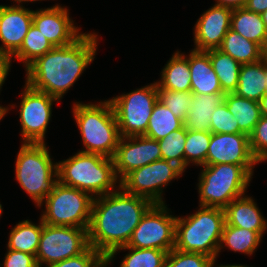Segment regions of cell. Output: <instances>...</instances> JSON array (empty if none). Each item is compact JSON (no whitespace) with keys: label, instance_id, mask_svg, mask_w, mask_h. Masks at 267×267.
<instances>
[{"label":"cell","instance_id":"cell-1","mask_svg":"<svg viewBox=\"0 0 267 267\" xmlns=\"http://www.w3.org/2000/svg\"><path fill=\"white\" fill-rule=\"evenodd\" d=\"M153 205L151 200L129 194L121 187L95 197L87 230L89 246L105 258L113 250L126 246L134 229Z\"/></svg>","mask_w":267,"mask_h":267},{"label":"cell","instance_id":"cell-2","mask_svg":"<svg viewBox=\"0 0 267 267\" xmlns=\"http://www.w3.org/2000/svg\"><path fill=\"white\" fill-rule=\"evenodd\" d=\"M97 39L94 32L83 33L70 45L54 47L25 69V83L60 101L94 60Z\"/></svg>","mask_w":267,"mask_h":267},{"label":"cell","instance_id":"cell-3","mask_svg":"<svg viewBox=\"0 0 267 267\" xmlns=\"http://www.w3.org/2000/svg\"><path fill=\"white\" fill-rule=\"evenodd\" d=\"M57 181L85 191L93 198L109 194L120 187L113 158L80 150L66 160L57 162Z\"/></svg>","mask_w":267,"mask_h":267},{"label":"cell","instance_id":"cell-4","mask_svg":"<svg viewBox=\"0 0 267 267\" xmlns=\"http://www.w3.org/2000/svg\"><path fill=\"white\" fill-rule=\"evenodd\" d=\"M72 107L85 146L81 152L113 158L121 136L110 100L98 104L74 102Z\"/></svg>","mask_w":267,"mask_h":267},{"label":"cell","instance_id":"cell-5","mask_svg":"<svg viewBox=\"0 0 267 267\" xmlns=\"http://www.w3.org/2000/svg\"><path fill=\"white\" fill-rule=\"evenodd\" d=\"M192 215L177 217L175 222V249L201 253L217 260L225 224L224 209L199 206Z\"/></svg>","mask_w":267,"mask_h":267},{"label":"cell","instance_id":"cell-6","mask_svg":"<svg viewBox=\"0 0 267 267\" xmlns=\"http://www.w3.org/2000/svg\"><path fill=\"white\" fill-rule=\"evenodd\" d=\"M49 150L46 143H22L15 162L16 180L37 207L57 182V162Z\"/></svg>","mask_w":267,"mask_h":267},{"label":"cell","instance_id":"cell-7","mask_svg":"<svg viewBox=\"0 0 267 267\" xmlns=\"http://www.w3.org/2000/svg\"><path fill=\"white\" fill-rule=\"evenodd\" d=\"M199 206L224 209L236 198L243 196L253 178L242 166L216 164L200 166Z\"/></svg>","mask_w":267,"mask_h":267},{"label":"cell","instance_id":"cell-8","mask_svg":"<svg viewBox=\"0 0 267 267\" xmlns=\"http://www.w3.org/2000/svg\"><path fill=\"white\" fill-rule=\"evenodd\" d=\"M93 199L89 193L57 181L39 206L45 204L40 218L52 226L88 228Z\"/></svg>","mask_w":267,"mask_h":267},{"label":"cell","instance_id":"cell-9","mask_svg":"<svg viewBox=\"0 0 267 267\" xmlns=\"http://www.w3.org/2000/svg\"><path fill=\"white\" fill-rule=\"evenodd\" d=\"M109 100L116 116L120 136L144 135L154 105L158 101L157 83L153 82Z\"/></svg>","mask_w":267,"mask_h":267},{"label":"cell","instance_id":"cell-10","mask_svg":"<svg viewBox=\"0 0 267 267\" xmlns=\"http://www.w3.org/2000/svg\"><path fill=\"white\" fill-rule=\"evenodd\" d=\"M88 228L52 226L43 223L36 253L38 267H46L83 253L88 247Z\"/></svg>","mask_w":267,"mask_h":267},{"label":"cell","instance_id":"cell-11","mask_svg":"<svg viewBox=\"0 0 267 267\" xmlns=\"http://www.w3.org/2000/svg\"><path fill=\"white\" fill-rule=\"evenodd\" d=\"M185 171L177 164L163 159L154 161L128 173L120 187L127 193L142 196L154 204H165L163 190L172 180L179 179Z\"/></svg>","mask_w":267,"mask_h":267},{"label":"cell","instance_id":"cell-12","mask_svg":"<svg viewBox=\"0 0 267 267\" xmlns=\"http://www.w3.org/2000/svg\"><path fill=\"white\" fill-rule=\"evenodd\" d=\"M166 204H154L134 229L128 247L160 249L166 252L175 247L176 216L170 215Z\"/></svg>","mask_w":267,"mask_h":267},{"label":"cell","instance_id":"cell-13","mask_svg":"<svg viewBox=\"0 0 267 267\" xmlns=\"http://www.w3.org/2000/svg\"><path fill=\"white\" fill-rule=\"evenodd\" d=\"M19 108L23 143H45V134L52 116L53 102L59 100L34 90L25 83Z\"/></svg>","mask_w":267,"mask_h":267},{"label":"cell","instance_id":"cell-14","mask_svg":"<svg viewBox=\"0 0 267 267\" xmlns=\"http://www.w3.org/2000/svg\"><path fill=\"white\" fill-rule=\"evenodd\" d=\"M259 163L250 149L249 136L244 133H212L205 166L235 164L242 166L251 176Z\"/></svg>","mask_w":267,"mask_h":267},{"label":"cell","instance_id":"cell-15","mask_svg":"<svg viewBox=\"0 0 267 267\" xmlns=\"http://www.w3.org/2000/svg\"><path fill=\"white\" fill-rule=\"evenodd\" d=\"M160 159L157 140L145 135L121 137L113 157L116 176L121 181L131 171Z\"/></svg>","mask_w":267,"mask_h":267},{"label":"cell","instance_id":"cell-16","mask_svg":"<svg viewBox=\"0 0 267 267\" xmlns=\"http://www.w3.org/2000/svg\"><path fill=\"white\" fill-rule=\"evenodd\" d=\"M68 8L59 4L33 10V25L52 43L54 47L72 44L83 33L74 25Z\"/></svg>","mask_w":267,"mask_h":267},{"label":"cell","instance_id":"cell-17","mask_svg":"<svg viewBox=\"0 0 267 267\" xmlns=\"http://www.w3.org/2000/svg\"><path fill=\"white\" fill-rule=\"evenodd\" d=\"M33 23V10L23 5H0V53L8 59L21 47Z\"/></svg>","mask_w":267,"mask_h":267},{"label":"cell","instance_id":"cell-18","mask_svg":"<svg viewBox=\"0 0 267 267\" xmlns=\"http://www.w3.org/2000/svg\"><path fill=\"white\" fill-rule=\"evenodd\" d=\"M232 9L213 5L197 19L194 30V50L218 49L230 29Z\"/></svg>","mask_w":267,"mask_h":267},{"label":"cell","instance_id":"cell-19","mask_svg":"<svg viewBox=\"0 0 267 267\" xmlns=\"http://www.w3.org/2000/svg\"><path fill=\"white\" fill-rule=\"evenodd\" d=\"M225 223L234 227L258 232L262 237L267 231V220L263 217L254 199L243 195L224 208Z\"/></svg>","mask_w":267,"mask_h":267},{"label":"cell","instance_id":"cell-20","mask_svg":"<svg viewBox=\"0 0 267 267\" xmlns=\"http://www.w3.org/2000/svg\"><path fill=\"white\" fill-rule=\"evenodd\" d=\"M188 54L191 92L196 95L223 92L206 51L192 49Z\"/></svg>","mask_w":267,"mask_h":267},{"label":"cell","instance_id":"cell-21","mask_svg":"<svg viewBox=\"0 0 267 267\" xmlns=\"http://www.w3.org/2000/svg\"><path fill=\"white\" fill-rule=\"evenodd\" d=\"M224 92L193 94L184 127L193 131L211 132V119L215 109L224 101Z\"/></svg>","mask_w":267,"mask_h":267},{"label":"cell","instance_id":"cell-22","mask_svg":"<svg viewBox=\"0 0 267 267\" xmlns=\"http://www.w3.org/2000/svg\"><path fill=\"white\" fill-rule=\"evenodd\" d=\"M156 83L157 89L191 91L188 56L177 50L163 67L161 78Z\"/></svg>","mask_w":267,"mask_h":267},{"label":"cell","instance_id":"cell-23","mask_svg":"<svg viewBox=\"0 0 267 267\" xmlns=\"http://www.w3.org/2000/svg\"><path fill=\"white\" fill-rule=\"evenodd\" d=\"M265 79V62L260 60L255 63L241 65L238 85L235 94L249 100L260 102L267 93Z\"/></svg>","mask_w":267,"mask_h":267},{"label":"cell","instance_id":"cell-24","mask_svg":"<svg viewBox=\"0 0 267 267\" xmlns=\"http://www.w3.org/2000/svg\"><path fill=\"white\" fill-rule=\"evenodd\" d=\"M224 101L238 122L239 133L250 136L262 116L259 102L240 97L235 93H226Z\"/></svg>","mask_w":267,"mask_h":267},{"label":"cell","instance_id":"cell-25","mask_svg":"<svg viewBox=\"0 0 267 267\" xmlns=\"http://www.w3.org/2000/svg\"><path fill=\"white\" fill-rule=\"evenodd\" d=\"M230 29L260 47L267 36V28L261 14L248 11L246 8L234 9L231 14Z\"/></svg>","mask_w":267,"mask_h":267},{"label":"cell","instance_id":"cell-26","mask_svg":"<svg viewBox=\"0 0 267 267\" xmlns=\"http://www.w3.org/2000/svg\"><path fill=\"white\" fill-rule=\"evenodd\" d=\"M39 222V224H36L27 219L16 224L9 234L7 249L36 256L43 227L41 218Z\"/></svg>","mask_w":267,"mask_h":267},{"label":"cell","instance_id":"cell-27","mask_svg":"<svg viewBox=\"0 0 267 267\" xmlns=\"http://www.w3.org/2000/svg\"><path fill=\"white\" fill-rule=\"evenodd\" d=\"M223 53L230 55L241 65L255 63L261 60L260 46L239 33L229 29L218 48Z\"/></svg>","mask_w":267,"mask_h":267},{"label":"cell","instance_id":"cell-28","mask_svg":"<svg viewBox=\"0 0 267 267\" xmlns=\"http://www.w3.org/2000/svg\"><path fill=\"white\" fill-rule=\"evenodd\" d=\"M261 240L262 236L256 231L234 227L225 223L218 254H220L219 252H221L223 247H227L231 251L252 256Z\"/></svg>","mask_w":267,"mask_h":267},{"label":"cell","instance_id":"cell-29","mask_svg":"<svg viewBox=\"0 0 267 267\" xmlns=\"http://www.w3.org/2000/svg\"><path fill=\"white\" fill-rule=\"evenodd\" d=\"M206 52L209 54V59L219 79L222 91L225 94L234 93L238 85L241 64L219 49H210Z\"/></svg>","mask_w":267,"mask_h":267},{"label":"cell","instance_id":"cell-30","mask_svg":"<svg viewBox=\"0 0 267 267\" xmlns=\"http://www.w3.org/2000/svg\"><path fill=\"white\" fill-rule=\"evenodd\" d=\"M129 250L121 261L120 267H164L168 252L160 249H140L122 246L113 250L106 257V267L113 261L116 253Z\"/></svg>","mask_w":267,"mask_h":267},{"label":"cell","instance_id":"cell-31","mask_svg":"<svg viewBox=\"0 0 267 267\" xmlns=\"http://www.w3.org/2000/svg\"><path fill=\"white\" fill-rule=\"evenodd\" d=\"M53 48L52 43L32 24L21 47L9 58L10 66L12 57H16L15 59L22 62L26 69L38 57L43 56Z\"/></svg>","mask_w":267,"mask_h":267},{"label":"cell","instance_id":"cell-32","mask_svg":"<svg viewBox=\"0 0 267 267\" xmlns=\"http://www.w3.org/2000/svg\"><path fill=\"white\" fill-rule=\"evenodd\" d=\"M184 122L177 118L165 105L159 100L155 103L152 115L149 119L145 136L161 140L173 131L181 129Z\"/></svg>","mask_w":267,"mask_h":267},{"label":"cell","instance_id":"cell-33","mask_svg":"<svg viewBox=\"0 0 267 267\" xmlns=\"http://www.w3.org/2000/svg\"><path fill=\"white\" fill-rule=\"evenodd\" d=\"M211 132L187 130L184 149V171L190 163L205 166L207 151L211 141Z\"/></svg>","mask_w":267,"mask_h":267},{"label":"cell","instance_id":"cell-34","mask_svg":"<svg viewBox=\"0 0 267 267\" xmlns=\"http://www.w3.org/2000/svg\"><path fill=\"white\" fill-rule=\"evenodd\" d=\"M187 138V129L173 131L165 138L158 140L161 159L173 162L184 170V149Z\"/></svg>","mask_w":267,"mask_h":267},{"label":"cell","instance_id":"cell-35","mask_svg":"<svg viewBox=\"0 0 267 267\" xmlns=\"http://www.w3.org/2000/svg\"><path fill=\"white\" fill-rule=\"evenodd\" d=\"M192 96L191 91L158 89V100L183 122L188 114Z\"/></svg>","mask_w":267,"mask_h":267},{"label":"cell","instance_id":"cell-36","mask_svg":"<svg viewBox=\"0 0 267 267\" xmlns=\"http://www.w3.org/2000/svg\"><path fill=\"white\" fill-rule=\"evenodd\" d=\"M214 259L193 252H183L173 248L168 252L164 267H213Z\"/></svg>","mask_w":267,"mask_h":267},{"label":"cell","instance_id":"cell-37","mask_svg":"<svg viewBox=\"0 0 267 267\" xmlns=\"http://www.w3.org/2000/svg\"><path fill=\"white\" fill-rule=\"evenodd\" d=\"M47 267H106V258L89 246L78 256L67 258Z\"/></svg>","mask_w":267,"mask_h":267},{"label":"cell","instance_id":"cell-38","mask_svg":"<svg viewBox=\"0 0 267 267\" xmlns=\"http://www.w3.org/2000/svg\"><path fill=\"white\" fill-rule=\"evenodd\" d=\"M211 133H239L238 122L228 110L225 101L221 102L212 114Z\"/></svg>","mask_w":267,"mask_h":267},{"label":"cell","instance_id":"cell-39","mask_svg":"<svg viewBox=\"0 0 267 267\" xmlns=\"http://www.w3.org/2000/svg\"><path fill=\"white\" fill-rule=\"evenodd\" d=\"M250 149L258 162L267 160V116H261L251 135Z\"/></svg>","mask_w":267,"mask_h":267},{"label":"cell","instance_id":"cell-40","mask_svg":"<svg viewBox=\"0 0 267 267\" xmlns=\"http://www.w3.org/2000/svg\"><path fill=\"white\" fill-rule=\"evenodd\" d=\"M3 267H38L36 258L32 254L22 251L7 249L5 254Z\"/></svg>","mask_w":267,"mask_h":267},{"label":"cell","instance_id":"cell-41","mask_svg":"<svg viewBox=\"0 0 267 267\" xmlns=\"http://www.w3.org/2000/svg\"><path fill=\"white\" fill-rule=\"evenodd\" d=\"M11 69L9 59L0 53V91Z\"/></svg>","mask_w":267,"mask_h":267},{"label":"cell","instance_id":"cell-42","mask_svg":"<svg viewBox=\"0 0 267 267\" xmlns=\"http://www.w3.org/2000/svg\"><path fill=\"white\" fill-rule=\"evenodd\" d=\"M245 8L248 11L262 14L267 9V0H249Z\"/></svg>","mask_w":267,"mask_h":267},{"label":"cell","instance_id":"cell-43","mask_svg":"<svg viewBox=\"0 0 267 267\" xmlns=\"http://www.w3.org/2000/svg\"><path fill=\"white\" fill-rule=\"evenodd\" d=\"M215 5L230 8L232 10L245 8L249 0H215Z\"/></svg>","mask_w":267,"mask_h":267},{"label":"cell","instance_id":"cell-44","mask_svg":"<svg viewBox=\"0 0 267 267\" xmlns=\"http://www.w3.org/2000/svg\"><path fill=\"white\" fill-rule=\"evenodd\" d=\"M259 104H260L261 115L267 116V93L261 98Z\"/></svg>","mask_w":267,"mask_h":267},{"label":"cell","instance_id":"cell-45","mask_svg":"<svg viewBox=\"0 0 267 267\" xmlns=\"http://www.w3.org/2000/svg\"><path fill=\"white\" fill-rule=\"evenodd\" d=\"M260 49H261V60L267 63V36L265 37Z\"/></svg>","mask_w":267,"mask_h":267},{"label":"cell","instance_id":"cell-46","mask_svg":"<svg viewBox=\"0 0 267 267\" xmlns=\"http://www.w3.org/2000/svg\"><path fill=\"white\" fill-rule=\"evenodd\" d=\"M215 262H216V260H214V263H213V267H215ZM216 267H249V266H247V265H241V264H227V265H223V264H221V265H216ZM252 267V266H251Z\"/></svg>","mask_w":267,"mask_h":267},{"label":"cell","instance_id":"cell-47","mask_svg":"<svg viewBox=\"0 0 267 267\" xmlns=\"http://www.w3.org/2000/svg\"><path fill=\"white\" fill-rule=\"evenodd\" d=\"M10 108H8V106L4 107L2 105H0V120L3 119V117H5V115L8 113Z\"/></svg>","mask_w":267,"mask_h":267},{"label":"cell","instance_id":"cell-48","mask_svg":"<svg viewBox=\"0 0 267 267\" xmlns=\"http://www.w3.org/2000/svg\"><path fill=\"white\" fill-rule=\"evenodd\" d=\"M13 1V3L14 2H16V3H18L17 5L18 6H22L23 4L22 3H24V2H35V1H42V0H12Z\"/></svg>","mask_w":267,"mask_h":267},{"label":"cell","instance_id":"cell-49","mask_svg":"<svg viewBox=\"0 0 267 267\" xmlns=\"http://www.w3.org/2000/svg\"><path fill=\"white\" fill-rule=\"evenodd\" d=\"M261 17L267 28V9L261 14Z\"/></svg>","mask_w":267,"mask_h":267},{"label":"cell","instance_id":"cell-50","mask_svg":"<svg viewBox=\"0 0 267 267\" xmlns=\"http://www.w3.org/2000/svg\"><path fill=\"white\" fill-rule=\"evenodd\" d=\"M265 79H266V87H267V63H265Z\"/></svg>","mask_w":267,"mask_h":267},{"label":"cell","instance_id":"cell-51","mask_svg":"<svg viewBox=\"0 0 267 267\" xmlns=\"http://www.w3.org/2000/svg\"><path fill=\"white\" fill-rule=\"evenodd\" d=\"M2 212H3V208H2V205H1V203H0V217H1V215H2Z\"/></svg>","mask_w":267,"mask_h":267}]
</instances>
